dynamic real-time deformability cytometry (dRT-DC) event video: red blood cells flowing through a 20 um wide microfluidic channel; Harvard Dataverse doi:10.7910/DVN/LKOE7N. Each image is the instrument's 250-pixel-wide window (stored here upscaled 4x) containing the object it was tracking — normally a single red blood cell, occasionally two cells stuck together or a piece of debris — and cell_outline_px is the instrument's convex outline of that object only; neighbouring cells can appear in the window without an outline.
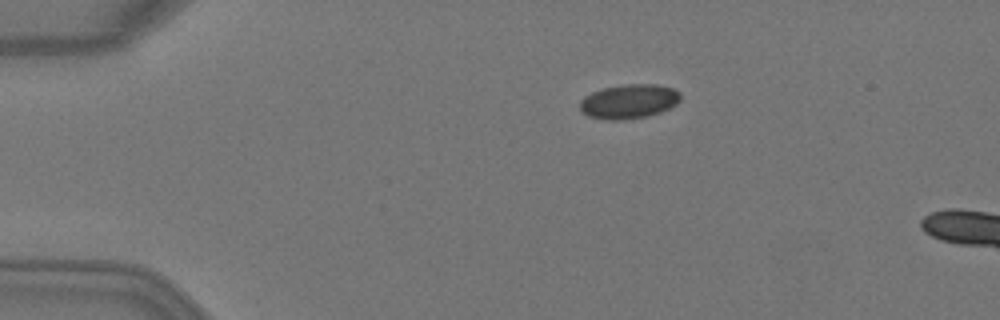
{"species": "Egyptian fruit bat (a non-hibernating species)", "species_latin": "Rousettus aegyptiacus", "temperature_condition": "warm", "stored_images_in_passage": 5, "camera_frame_rate_fps": 3000, "um_per_image_px": 0.085, "animal": {"sex": "female"}, "frame": {"image": 1, "passage_image": 3, "time_ms": 0.667, "image_size_px": [1000, 320], "cell_outline_px": [[680, 100], [676, 104], [660, 112], [648, 116], [620, 120], [608, 120], [588, 116], [580, 108], [580, 100], [584, 96], [592, 92], [604, 88], [624, 84], [656, 84], [672, 88], [680, 92]], "centroid_in_image_um": [53.46, 8.61], "position_along_channel_um": 31.5, "area_um2": 20.06}}